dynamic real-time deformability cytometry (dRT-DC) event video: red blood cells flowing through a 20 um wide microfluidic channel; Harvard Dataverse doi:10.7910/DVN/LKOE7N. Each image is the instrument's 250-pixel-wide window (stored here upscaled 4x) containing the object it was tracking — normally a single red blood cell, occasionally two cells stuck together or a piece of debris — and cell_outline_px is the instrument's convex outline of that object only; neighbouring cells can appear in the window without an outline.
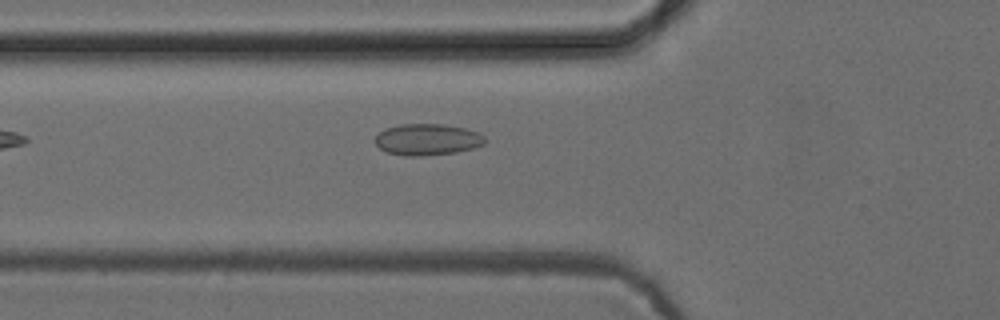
{"species": "common noctule bat (a hibernating species)", "species_latin": "Nyctalus noctula", "temperature_condition": "cold", "stored_images_in_passage": 37, "camera_frame_rate_fps": 3000, "um_per_image_px": 0.085, "animal": {"sex": "female", "body_mass_g": 24.6, "forearm_length_mm": 56.2}, "frame": {"image": 1, "passage_image": 4, "time_ms": 1.0, "image_size_px": [1000, 320], "cell_outline_px": [[484, 144], [472, 148], [456, 152], [420, 156], [404, 156], [388, 152], [380, 148], [376, 144], [376, 136], [384, 128], [400, 124], [444, 124], [464, 128], [476, 132], [484, 136]], "centroid_in_image_um": [36.3, 11.85], "position_along_channel_um": 89.5, "area_um2": 19.94}}
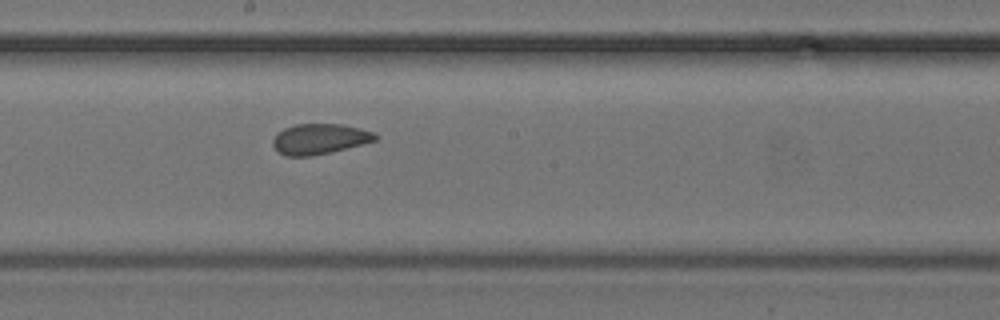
{"frame": {"image": 2, "passage_image": 14, "time_ms": 4.333, "image_size_px": [1000, 320], "cell_outline_px": [[380, 136], [376, 140], [312, 156], [284, 156], [272, 144], [272, 140], [276, 132], [284, 128], [296, 124], [344, 124], [360, 128], [372, 132]], "centroid_in_image_um": [27.13, 11.79], "position_along_channel_um": 221.1, "area_um2": 18.03}}
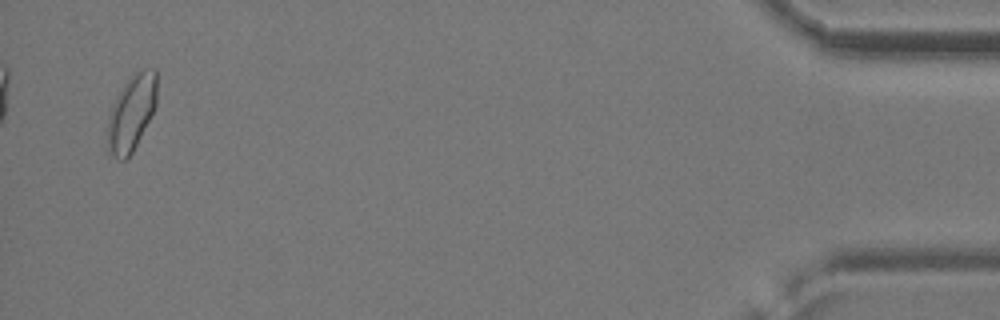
{"frame": {"image": 3, "passage_image": 36, "time_ms": 11.667, "image_size_px": [1000, 320], "cell_outline_px": [[156, 104], [128, 160], [116, 160], [108, 152], [104, 136], [108, 116], [112, 104], [116, 96], [132, 72], [144, 68], [156, 68]], "centroid_in_image_um": [11.11, 9.61], "position_along_channel_um": 424.1, "area_um2": 22.37}, "authors_computed_cell_mechanics": {"area_um2": 18.9584, "velocity_mm_per_s": 3.935, "shape_relaxation_time_tau1_ms": null, "shape_relaxation_time_tau2_ms": 1.339, "deformation_change_tau1": null, "deformation_change_tau2": 0.0695}}